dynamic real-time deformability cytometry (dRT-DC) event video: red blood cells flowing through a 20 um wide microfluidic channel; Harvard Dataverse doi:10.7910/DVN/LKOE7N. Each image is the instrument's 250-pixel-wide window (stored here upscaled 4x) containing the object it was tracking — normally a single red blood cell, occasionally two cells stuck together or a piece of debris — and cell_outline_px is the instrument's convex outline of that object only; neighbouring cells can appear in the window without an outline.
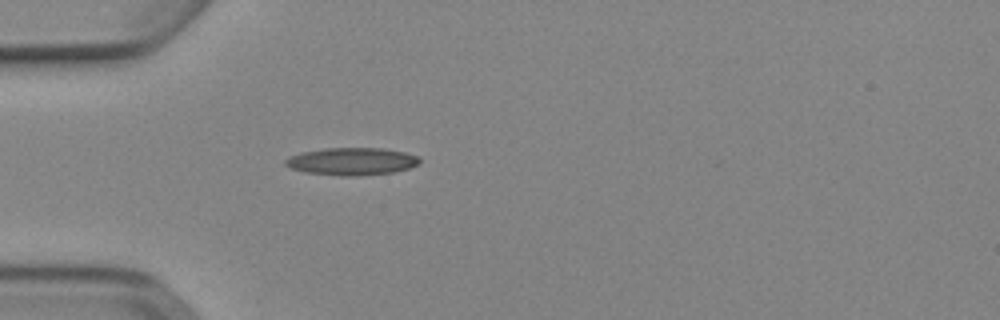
{"species": "Egyptian fruit bat (a non-hibernating species)", "species_latin": "Rousettus aegyptiacus", "temperature_condition": "cold", "stored_images_in_passage": 37, "camera_frame_rate_fps": 3000, "um_per_image_px": 0.085, "animal": {"sex": "female"}, "frame": {"image": 1, "passage_image": 1, "time_ms": 0.0, "image_size_px": [1000, 320], "cell_outline_px": [[420, 164], [408, 168], [392, 172], [356, 176], [344, 176], [304, 172], [292, 168], [284, 164], [284, 160], [288, 156], [300, 152], [324, 148], [384, 148], [404, 152], [420, 156]], "centroid_in_image_um": [29.89, 13.71], "position_along_channel_um": 55.1, "area_um2": 21.62}}
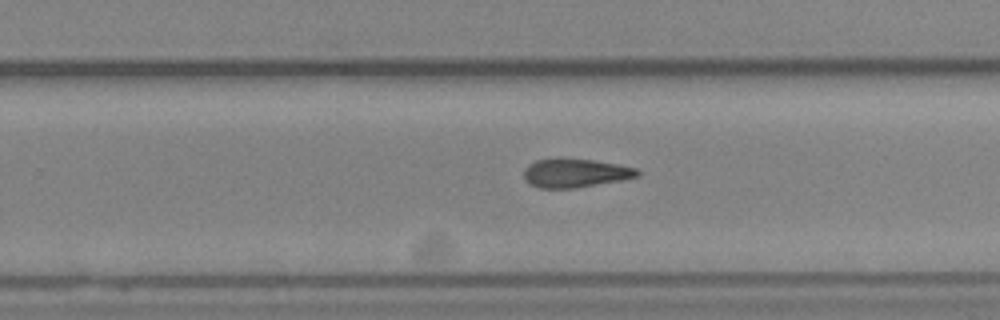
{"frame": {"image": 2, "passage_image": 19, "time_ms": 6.0, "image_size_px": [1000, 320], "cell_outline_px": [[640, 176], [624, 180], [576, 188], [536, 188], [528, 184], [524, 180], [524, 168], [528, 164], [536, 160], [556, 156], [592, 160], [616, 164], [636, 168], [640, 172]], "centroid_in_image_um": [48.85, 14.69], "position_along_channel_um": 281.0, "area_um2": 19.65}}
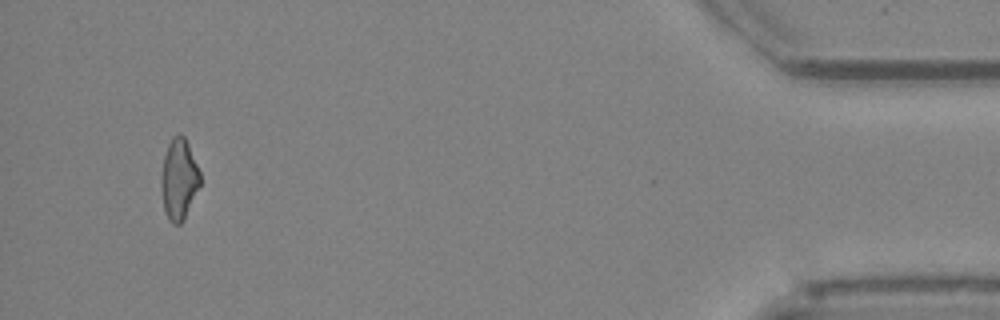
{"frame": {"image": 3, "passage_image": 35, "time_ms": 11.333, "image_size_px": [1000, 320], "cell_outline_px": [[200, 184], [184, 220], [180, 224], [172, 224], [168, 220], [164, 208], [160, 188], [160, 180], [164, 156], [168, 144], [172, 136], [180, 132], [184, 136], [188, 144], [200, 172]], "centroid_in_image_um": [15.19, 15.23], "position_along_channel_um": 420.0, "area_um2": 18.44}, "authors_computed_cell_mechanics": {"area_um2": 19.363, "velocity_mm_per_s": 3.9181, "shape_relaxation_time_tau1_ms": null, "shape_relaxation_time_tau2_ms": 5.596, "deformation_change_tau1": null, "deformation_change_tau2": 0.1565}}